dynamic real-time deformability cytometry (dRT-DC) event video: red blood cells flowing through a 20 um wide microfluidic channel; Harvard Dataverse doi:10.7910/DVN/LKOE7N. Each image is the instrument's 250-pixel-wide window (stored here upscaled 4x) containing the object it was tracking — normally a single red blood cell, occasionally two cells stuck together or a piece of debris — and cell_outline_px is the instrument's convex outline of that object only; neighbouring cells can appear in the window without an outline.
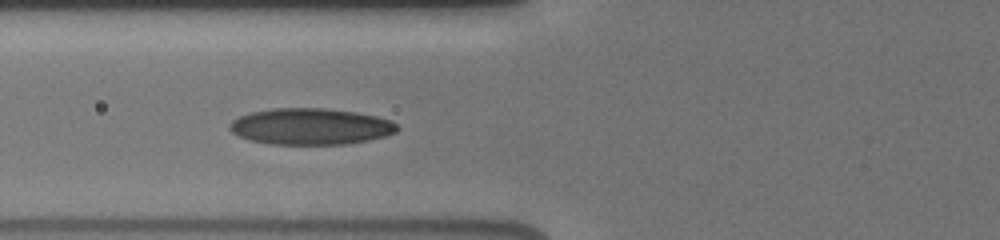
{"species": "human", "species_latin": "Homo sapiens", "temperature_condition": "cold", "stored_images_in_passage": 57, "camera_frame_rate_fps": 3000, "um_per_image_px": 0.085, "donor": {"sex": "male"}, "frame": {"image": 1, "passage_image": 5, "time_ms": 1.0, "image_size_px": [1000, 240], "cell_outline_px": [[400, 128], [396, 132], [384, 136], [368, 140], [344, 144], [272, 144], [248, 140], [232, 132], [228, 128], [228, 124], [232, 120], [248, 112], [272, 108], [328, 108], [356, 112], [376, 116], [392, 120]], "centroid_in_image_um": [26.38, 10.74], "position_along_channel_um": 99.4, "area_um2": 35.72}}
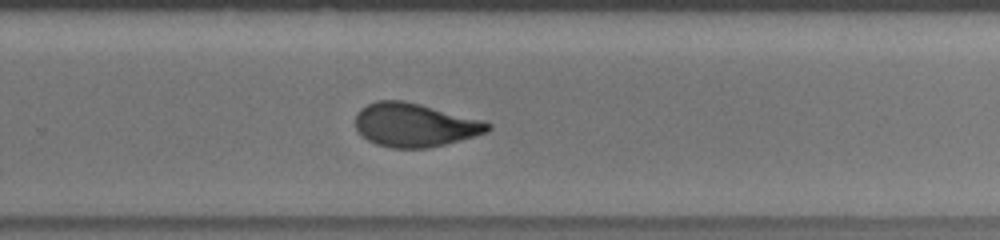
{"frame": {"image": 2, "passage_image": 30, "time_ms": 6.0, "image_size_px": [1000, 240], "cell_outline_px": [[492, 128], [484, 132], [472, 136], [444, 144], [428, 148], [392, 148], [376, 144], [368, 140], [356, 128], [356, 112], [360, 108], [376, 100], [404, 100], [484, 120], [492, 124]], "centroid_in_image_um": [35.23, 10.61], "position_along_channel_um": 294.6, "area_um2": 33.47}}
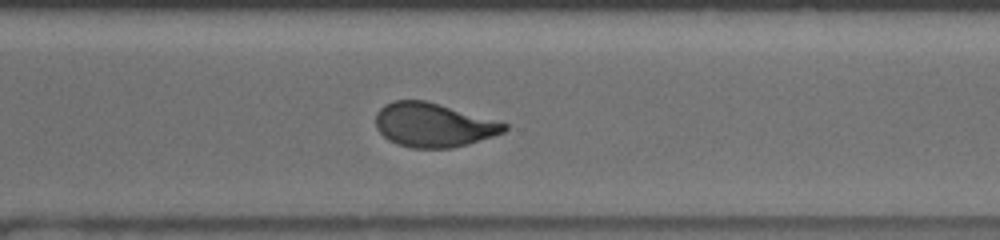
{"frame": {"image": 3, "passage_image": 35, "time_ms": 7.0, "image_size_px": [1000, 240], "cell_outline_px": [[508, 128], [504, 132], [468, 144], [452, 148], [412, 148], [396, 144], [388, 140], [376, 128], [376, 112], [384, 104], [392, 100], [424, 100], [440, 104], [508, 124]], "centroid_in_image_um": [36.8, 10.62], "position_along_channel_um": 333.8, "area_um2": 32.95}, "authors_computed_cell_mechanics": {"area_um2": 33.6396, "velocity_mm_per_s": 3.9139, "shape_relaxation_time_tau1_ms": 4.7039, "shape_relaxation_time_tau2_ms": 1.5112, "deformation_change_tau1": 0.1773, "deformation_change_tau2": 0.0772}}